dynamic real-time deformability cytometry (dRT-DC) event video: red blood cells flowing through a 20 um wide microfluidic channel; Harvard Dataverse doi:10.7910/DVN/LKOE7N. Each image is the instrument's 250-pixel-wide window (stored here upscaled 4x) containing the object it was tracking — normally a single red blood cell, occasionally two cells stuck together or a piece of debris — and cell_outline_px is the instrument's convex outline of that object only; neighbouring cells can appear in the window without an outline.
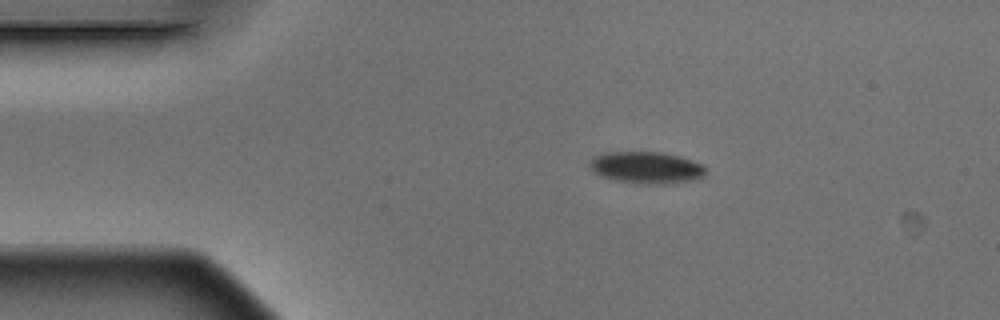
{"species": "Egyptian fruit bat (a non-hibernating species)", "species_latin": "Rousettus aegyptiacus", "temperature_condition": "warm", "stored_images_in_passage": 5, "camera_frame_rate_fps": 3000, "um_per_image_px": 0.085, "animal": {"sex": "male"}, "frame": {"image": 1, "passage_image": 2, "time_ms": 0.333, "image_size_px": [1000, 320], "cell_outline_px": [[708, 172], [700, 180], [660, 184], [644, 184], [612, 180], [596, 172], [588, 164], [592, 156], [604, 152], [664, 152], [680, 156], [704, 164]], "centroid_in_image_um": [55.01, 14.24], "position_along_channel_um": 30.0, "area_um2": 21.91}}
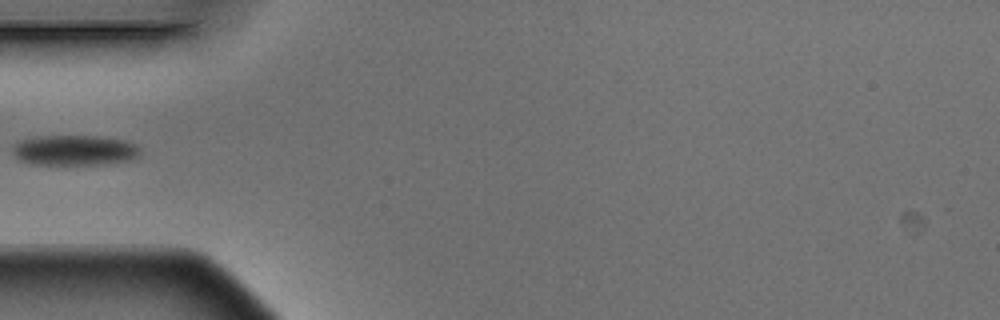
{"frame": {"image": 2, "passage_image": 4, "time_ms": 1.0, "image_size_px": [1000, 320], "cell_outline_px": [[140, 156], [132, 160], [104, 164], [32, 164], [20, 160], [12, 152], [12, 148], [16, 144], [24, 140], [40, 136], [92, 136], [124, 140], [136, 144], [140, 148]], "centroid_in_image_um": [6.39, 12.78], "position_along_channel_um": 78.6, "area_um2": 22.37}}
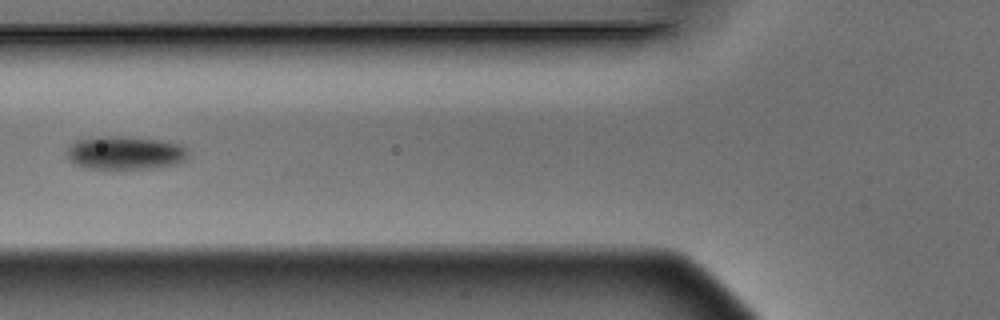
{"frame": {"image": 3, "passage_image": 5, "time_ms": 1.333, "image_size_px": [1000, 320], "cell_outline_px": [[188, 160], [176, 164], [152, 168], [88, 168], [76, 164], [64, 152], [76, 140], [100, 136], [120, 136], [160, 140], [176, 144], [184, 148], [188, 152]], "centroid_in_image_um": [10.64, 12.99], "position_along_channel_um": 115.2, "area_um2": 23.29}}